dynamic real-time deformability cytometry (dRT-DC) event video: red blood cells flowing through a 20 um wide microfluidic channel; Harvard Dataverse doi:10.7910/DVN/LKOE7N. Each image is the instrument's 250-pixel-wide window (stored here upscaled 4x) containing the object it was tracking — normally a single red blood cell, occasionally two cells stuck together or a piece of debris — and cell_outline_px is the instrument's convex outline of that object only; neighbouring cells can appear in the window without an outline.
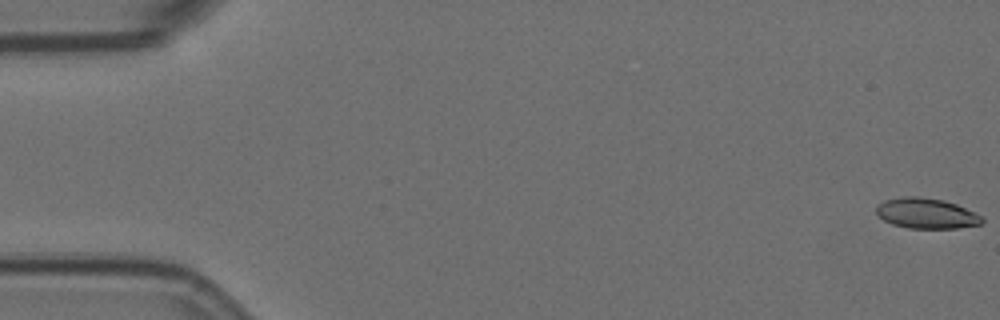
{"species": "Egyptian fruit bat (a non-hibernating species)", "species_latin": "Rousettus aegyptiacus", "temperature_condition": "room temperature", "stored_images_in_passage": 10, "camera_frame_rate_fps": 3000, "um_per_image_px": 0.085, "animal": {"sex": "female"}, "frame": {"image": 1, "passage_image": 1, "time_ms": 0.0, "image_size_px": [1000, 320], "cell_outline_px": [[984, 220], [980, 224], [956, 228], [908, 228], [892, 224], [884, 220], [876, 212], [876, 204], [884, 200], [904, 196], [916, 196], [944, 200], [956, 204], [980, 216]], "centroid_in_image_um": [78.69, 18.13], "position_along_channel_um": 6.3, "area_um2": 18.55}}
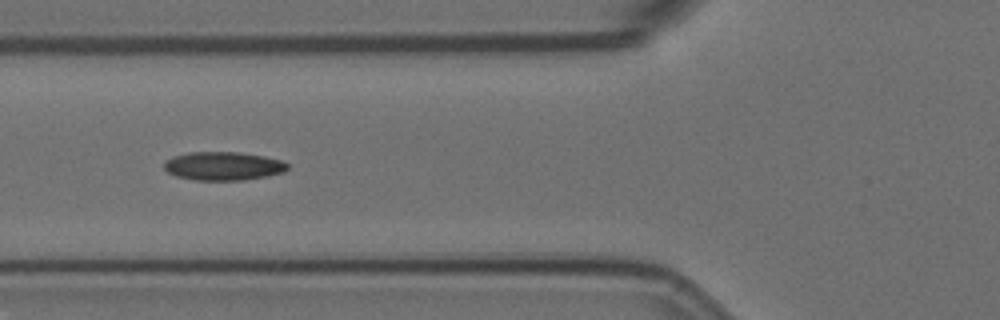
{"frame": {"image": 2, "passage_image": 7, "time_ms": 2.0, "image_size_px": [1000, 320], "cell_outline_px": [[288, 168], [284, 172], [268, 176], [244, 180], [196, 180], [176, 176], [168, 172], [164, 168], [164, 160], [172, 156], [188, 152], [236, 152], [264, 156], [280, 160], [288, 164]], "centroid_in_image_um": [18.95, 14.11], "position_along_channel_um": 106.8, "area_um2": 20.58}}
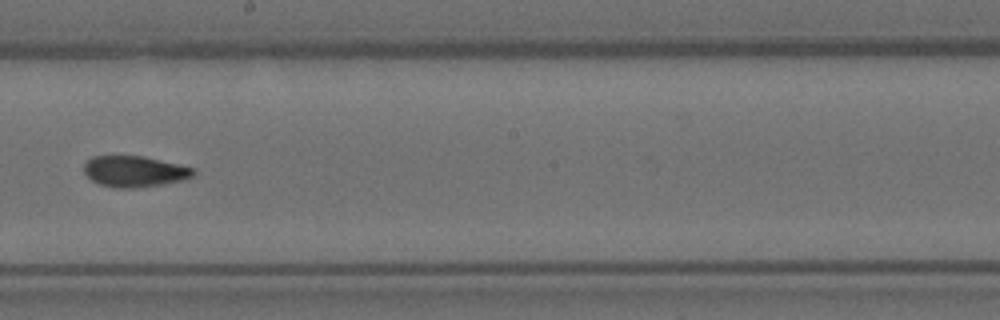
{"frame": {"image": 3, "passage_image": 10, "time_ms": 3.0, "image_size_px": [1000, 320], "cell_outline_px": [[196, 172], [192, 176], [184, 180], [164, 184], [132, 188], [116, 188], [100, 184], [92, 180], [84, 172], [84, 164], [92, 156], [144, 156], [196, 168]], "centroid_in_image_um": [11.47, 14.57], "position_along_channel_um": 236.7, "area_um2": 19.83}}